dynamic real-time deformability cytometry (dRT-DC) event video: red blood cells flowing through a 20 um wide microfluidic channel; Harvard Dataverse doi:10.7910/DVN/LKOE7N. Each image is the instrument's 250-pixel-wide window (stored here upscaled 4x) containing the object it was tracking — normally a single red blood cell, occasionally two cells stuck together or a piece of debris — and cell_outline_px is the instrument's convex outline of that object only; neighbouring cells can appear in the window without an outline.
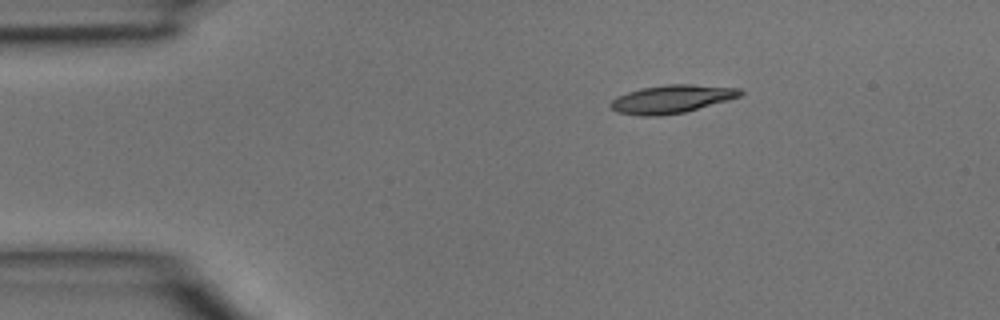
{"species": "common noctule bat (a hibernating species)", "species_latin": "Nyctalus noctula", "temperature_condition": "room temperature", "stored_images_in_passage": 2, "camera_frame_rate_fps": 3000, "um_per_image_px": 0.085, "animal": {"sex": "male", "body_mass_g": 15.6}, "frame": {"image": 1, "passage_image": 1, "time_ms": 0.0, "image_size_px": [1000, 320], "cell_outline_px": [[744, 92], [740, 96], [728, 100], [684, 112], [660, 116], [640, 116], [616, 112], [608, 104], [616, 96], [640, 88], [668, 84], [688, 84], [740, 88]], "centroid_in_image_um": [57.06, 8.42], "position_along_channel_um": 27.9, "area_um2": 21.27}}